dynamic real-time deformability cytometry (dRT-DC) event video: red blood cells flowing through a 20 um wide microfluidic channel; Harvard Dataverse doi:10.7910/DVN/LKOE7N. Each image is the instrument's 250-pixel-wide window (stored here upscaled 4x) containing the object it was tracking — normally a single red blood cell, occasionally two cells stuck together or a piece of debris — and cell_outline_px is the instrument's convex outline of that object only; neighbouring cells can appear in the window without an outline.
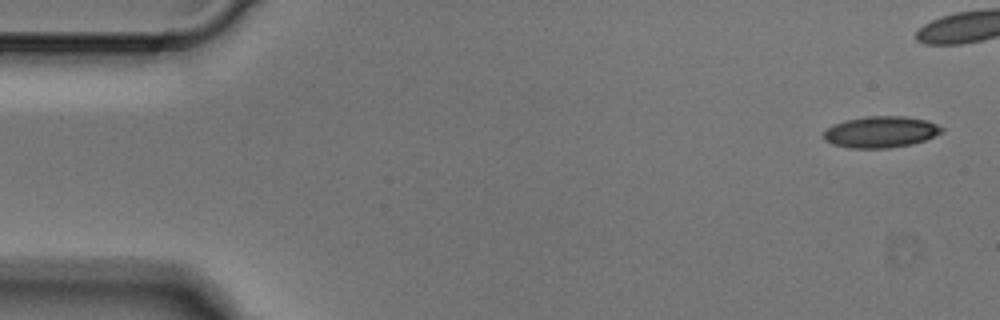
{"species": "Egyptian fruit bat (a non-hibernating species)", "species_latin": "Rousettus aegyptiacus", "temperature_condition": "cold", "stored_images_in_passage": 4, "camera_frame_rate_fps": 3000, "um_per_image_px": 0.085, "animal": {"sex": "male"}, "frame": {"image": 1, "passage_image": 1, "time_ms": 0.0, "image_size_px": [1000, 320], "cell_outline_px": [[944, 132], [924, 140], [912, 144], [888, 148], [848, 148], [832, 144], [824, 140], [824, 132], [832, 124], [844, 120], [864, 116], [904, 116], [928, 120], [944, 128]], "centroid_in_image_um": [74.86, 11.21], "position_along_channel_um": 10.1, "area_um2": 21.79}}